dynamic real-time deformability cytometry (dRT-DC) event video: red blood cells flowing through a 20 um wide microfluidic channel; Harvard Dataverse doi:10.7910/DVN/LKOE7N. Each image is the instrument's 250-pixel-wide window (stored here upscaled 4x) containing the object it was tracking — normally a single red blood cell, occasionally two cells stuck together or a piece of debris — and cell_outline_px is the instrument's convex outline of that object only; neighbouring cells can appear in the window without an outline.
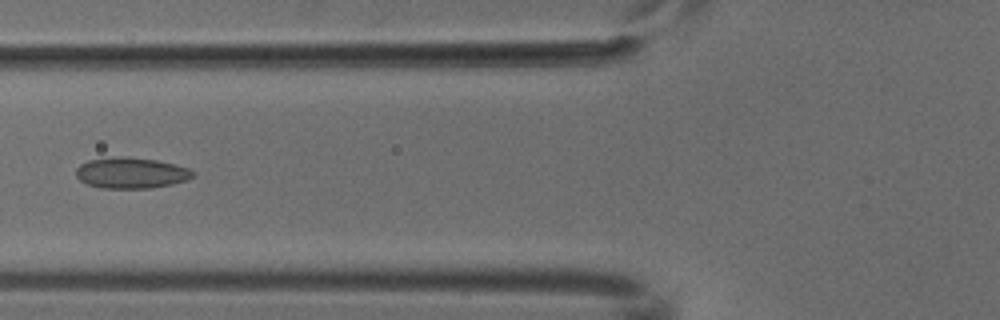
{"species": "common noctule bat (a hibernating species)", "species_latin": "Nyctalus noctula", "temperature_condition": "cold", "stored_images_in_passage": 5, "camera_frame_rate_fps": 3000, "um_per_image_px": 0.085, "animal": {"sex": "male", "body_mass_g": 18.8}, "frame": {"image": 1, "passage_image": 5, "time_ms": 1.333, "image_size_px": [1000, 320], "cell_outline_px": [[196, 176], [188, 180], [172, 184], [152, 188], [100, 188], [88, 184], [80, 180], [76, 176], [76, 168], [80, 164], [88, 160], [116, 156], [128, 156], [156, 160], [188, 168], [196, 172]], "centroid_in_image_um": [11.16, 14.69], "position_along_channel_um": 114.6, "area_um2": 21.27}}